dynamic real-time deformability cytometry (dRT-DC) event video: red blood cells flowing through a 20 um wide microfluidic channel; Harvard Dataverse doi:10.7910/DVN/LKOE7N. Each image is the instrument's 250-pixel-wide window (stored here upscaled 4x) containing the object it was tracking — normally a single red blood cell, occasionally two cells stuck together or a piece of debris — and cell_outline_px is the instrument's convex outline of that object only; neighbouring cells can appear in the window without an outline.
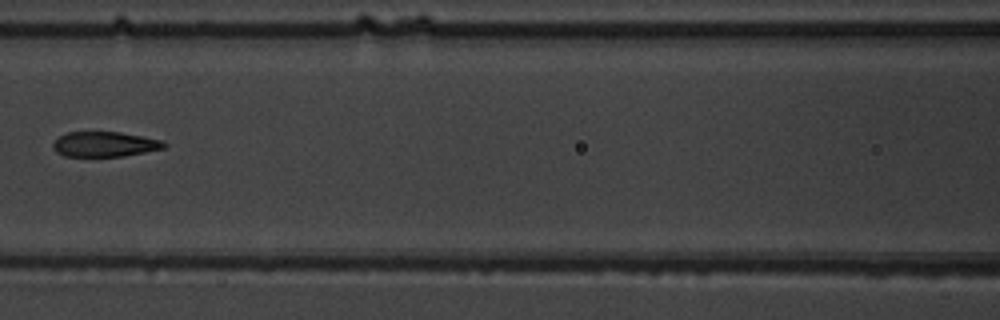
{"species": "common noctule bat (a hibernating species)", "species_latin": "Nyctalus noctula", "temperature_condition": "warm", "stored_images_in_passage": 8, "camera_frame_rate_fps": 3000, "um_per_image_px": 0.085, "animal": {"sex": "male", "body_mass_g": 19.5, "forearm_length_mm": 54.6}, "frame": {"image": 1, "passage_image": 7, "time_ms": 7.667, "image_size_px": [1000, 320], "cell_outline_px": [[168, 144], [164, 148], [124, 156], [64, 156], [56, 152], [52, 148], [52, 144], [60, 136], [68, 132], [120, 132], [164, 140]], "centroid_in_image_um": [8.92, 12.26], "position_along_channel_um": 157.7, "area_um2": 16.24}}
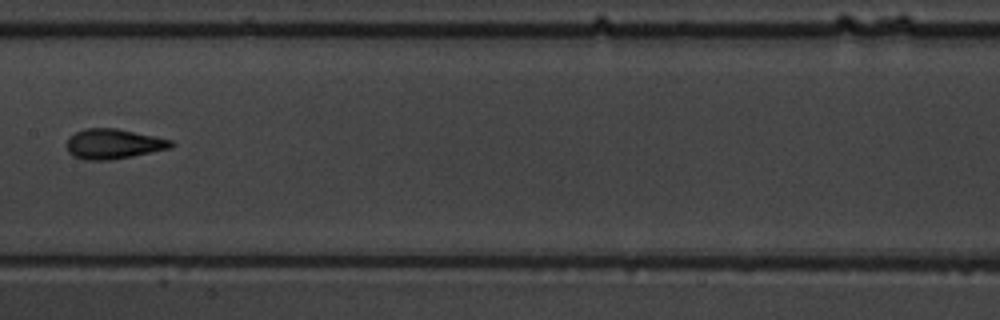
{"frame": {"image": 2, "passage_image": 8, "time_ms": 8.667, "image_size_px": [1000, 320], "cell_outline_px": [[176, 144], [172, 148], [112, 160], [84, 160], [72, 156], [68, 152], [68, 136], [84, 128], [116, 128], [156, 136], [172, 140]], "centroid_in_image_um": [9.66, 12.23], "position_along_channel_um": 197.7, "area_um2": 18.44}}